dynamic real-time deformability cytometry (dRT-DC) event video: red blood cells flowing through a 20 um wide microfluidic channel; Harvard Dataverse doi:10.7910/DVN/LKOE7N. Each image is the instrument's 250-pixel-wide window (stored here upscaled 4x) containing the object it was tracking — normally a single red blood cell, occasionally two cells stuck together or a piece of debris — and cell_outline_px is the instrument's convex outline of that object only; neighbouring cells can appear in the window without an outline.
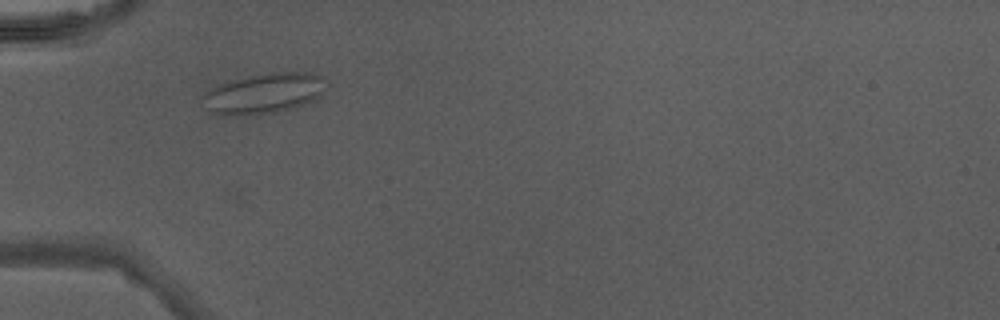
{"species": "Egyptian fruit bat (a non-hibernating species)", "species_latin": "Rousettus aegyptiacus", "temperature_condition": "warm", "stored_images_in_passage": 29, "camera_frame_rate_fps": 3000, "um_per_image_px": 0.085, "animal": {"sex": "male"}, "frame": {"image": 1, "passage_image": 1, "time_ms": 0.0, "image_size_px": [1000, 320], "cell_outline_px": [[328, 84], [320, 96], [304, 104], [272, 112], [212, 112], [200, 100], [200, 96], [208, 88], [220, 84], [252, 76], [272, 72], [304, 68], [324, 76], [328, 80]], "centroid_in_image_um": [22.59, 7.82], "position_along_channel_um": 62.4, "area_um2": 28.67}}
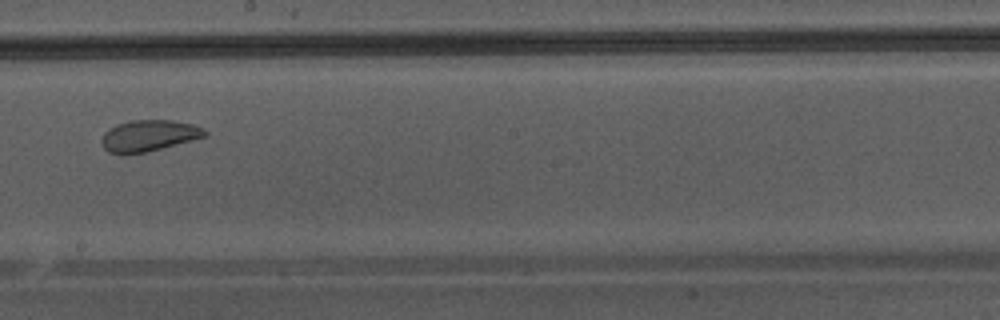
{"frame": {"image": 2, "passage_image": 13, "time_ms": 4.0, "image_size_px": [1000, 320], "cell_outline_px": [[208, 136], [144, 152], [108, 152], [104, 148], [100, 140], [104, 132], [108, 128], [116, 124], [132, 120], [172, 120], [192, 124], [204, 128], [208, 132]], "centroid_in_image_um": [12.66, 11.49], "position_along_channel_um": 235.5, "area_um2": 18.55}}